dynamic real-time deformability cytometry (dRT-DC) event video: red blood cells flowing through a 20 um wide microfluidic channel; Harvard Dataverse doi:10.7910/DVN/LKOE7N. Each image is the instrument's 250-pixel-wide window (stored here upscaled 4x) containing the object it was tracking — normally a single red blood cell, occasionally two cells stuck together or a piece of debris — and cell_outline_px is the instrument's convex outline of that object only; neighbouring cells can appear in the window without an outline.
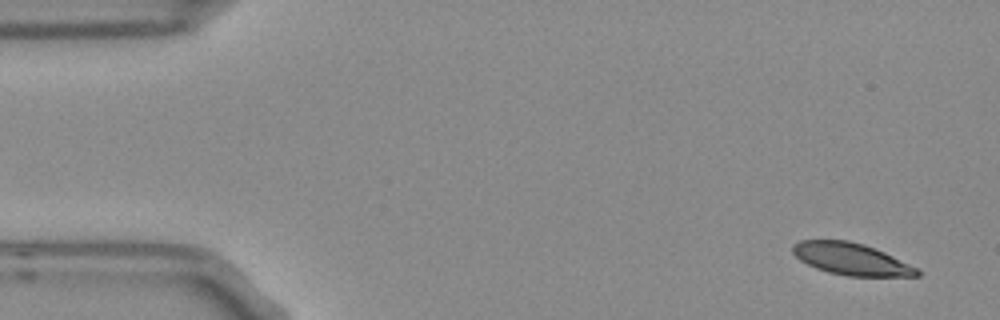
{"species": "Egyptian fruit bat (a non-hibernating species)", "species_latin": "Rousettus aegyptiacus", "temperature_condition": "room temperature", "stored_images_in_passage": 5, "camera_frame_rate_fps": 3000, "um_per_image_px": 0.085, "frame": {"image": 1, "passage_image": 1, "time_ms": 0.0, "image_size_px": [1000, 320], "cell_outline_px": [[920, 276], [848, 276], [828, 272], [816, 268], [800, 260], [792, 252], [792, 244], [800, 240], [848, 240], [864, 244], [884, 252], [916, 268], [920, 272]], "centroid_in_image_um": [72.31, 22.01], "position_along_channel_um": 12.7, "area_um2": 22.95}}
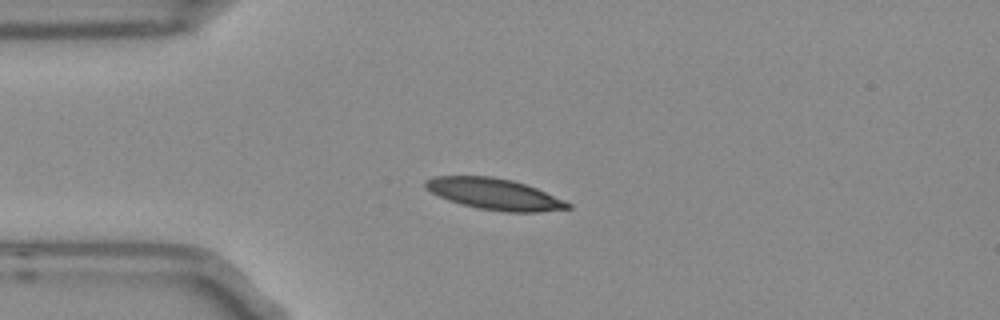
{"frame": {"image": 2, "passage_image": 4, "time_ms": 1.0, "image_size_px": [1000, 320], "cell_outline_px": [[572, 208], [536, 212], [504, 212], [476, 208], [460, 204], [448, 200], [424, 188], [424, 180], [432, 176], [492, 176], [512, 180], [536, 188], [564, 200], [572, 204]], "centroid_in_image_um": [41.99, 16.49], "position_along_channel_um": 43.0, "area_um2": 25.95}}
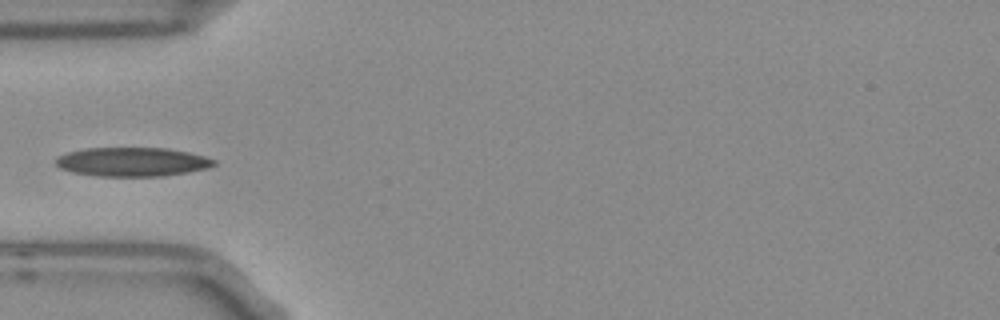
{"frame": {"image": 3, "passage_image": 5, "time_ms": 1.333, "image_size_px": [1000, 320], "cell_outline_px": [[216, 164], [208, 168], [188, 172], [164, 176], [96, 176], [72, 172], [60, 168], [56, 164], [56, 156], [68, 152], [88, 148], [168, 148], [188, 152], [204, 156], [216, 160]], "centroid_in_image_um": [11.25, 13.76], "position_along_channel_um": 73.8, "area_um2": 26.76}}